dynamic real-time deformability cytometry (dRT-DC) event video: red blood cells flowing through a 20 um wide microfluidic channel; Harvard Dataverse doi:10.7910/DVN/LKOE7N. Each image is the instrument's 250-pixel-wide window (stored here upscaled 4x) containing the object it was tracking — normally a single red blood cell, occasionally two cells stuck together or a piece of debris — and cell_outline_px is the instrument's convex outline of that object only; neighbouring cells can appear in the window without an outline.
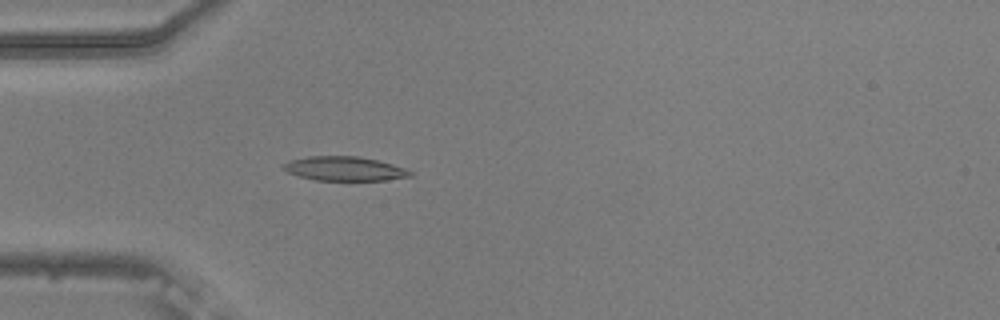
{"species": "common noctule bat (a hibernating species)", "species_latin": "Nyctalus noctula", "temperature_condition": "warm", "stored_images_in_passage": 55, "camera_frame_rate_fps": 3000, "um_per_image_px": 0.085, "animal": {"sex": "male", "body_mass_g": 20.5, "forearm_length_mm": 52.5}, "frame": {"image": 1, "passage_image": 17, "time_ms": 5.333, "image_size_px": [1000, 320], "cell_outline_px": [[412, 176], [388, 180], [316, 180], [300, 176], [288, 172], [280, 168], [280, 164], [288, 160], [308, 156], [356, 156], [376, 160], [392, 164], [404, 168], [412, 172]], "centroid_in_image_um": [29.22, 14.33], "position_along_channel_um": 55.8, "area_um2": 17.92}}
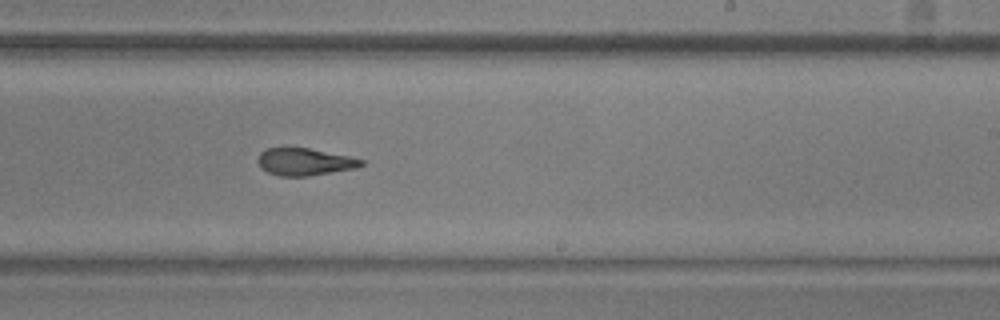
{"frame": {"image": 2, "passage_image": 34, "time_ms": 11.0, "image_size_px": [1000, 320], "cell_outline_px": [[364, 164], [356, 168], [308, 176], [280, 176], [268, 172], [260, 168], [256, 160], [260, 152], [264, 148], [308, 148], [348, 156], [364, 160]], "centroid_in_image_um": [25.85, 13.75], "position_along_channel_um": 263.2, "area_um2": 16.42}}
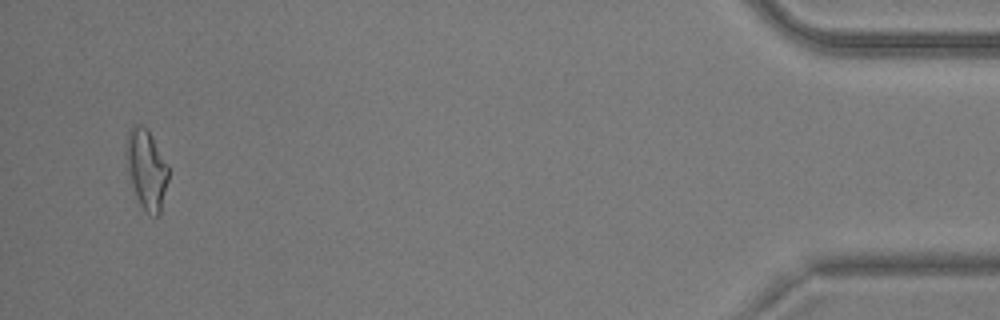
{"frame": {"image": 3, "passage_image": 53, "time_ms": 17.333, "image_size_px": [1000, 320], "cell_outline_px": [[168, 180], [160, 212], [156, 216], [148, 212], [140, 204], [136, 196], [128, 172], [124, 152], [124, 148], [128, 132], [132, 124], [140, 124], [148, 128], [168, 164]], "centroid_in_image_um": [12.43, 14.29], "position_along_channel_um": 422.8, "area_um2": 19.71}, "authors_computed_cell_mechanics": {"area_um2": 17.5134, "velocity_mm_per_s": 3.7596, "shape_relaxation_time_tau1_ms": null, "shape_relaxation_time_tau2_ms": 2.6108, "deformation_change_tau1": null, "deformation_change_tau2": 0.1175}}